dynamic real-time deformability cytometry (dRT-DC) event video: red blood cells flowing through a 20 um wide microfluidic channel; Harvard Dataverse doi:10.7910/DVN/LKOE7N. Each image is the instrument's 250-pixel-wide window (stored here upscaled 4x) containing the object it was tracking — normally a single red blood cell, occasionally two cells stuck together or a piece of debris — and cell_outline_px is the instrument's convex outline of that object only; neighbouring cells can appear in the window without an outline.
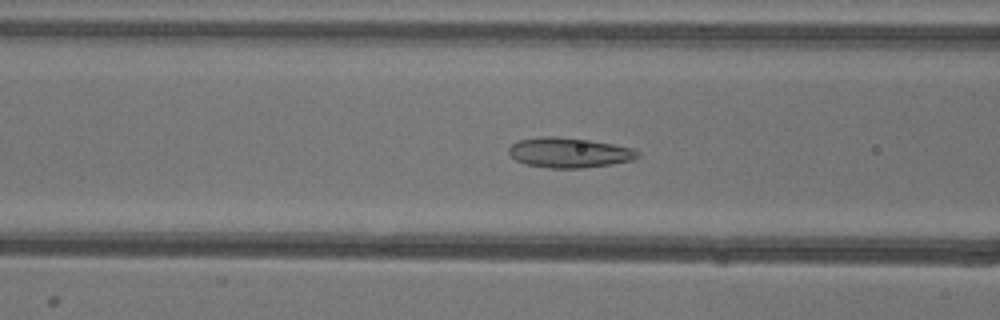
{"species": "common noctule bat (a hibernating species)", "species_latin": "Nyctalus noctula", "temperature_condition": "warm", "stored_images_in_passage": 52, "camera_frame_rate_fps": 3000, "um_per_image_px": 0.085, "animal": {"sex": "female"}, "frame": {"image": 1, "passage_image": 20, "time_ms": 6.333, "image_size_px": [1000, 320], "cell_outline_px": [[640, 156], [632, 160], [612, 164], [584, 168], [548, 168], [528, 164], [516, 160], [508, 152], [508, 148], [512, 144], [520, 140], [544, 136], [556, 136], [588, 140], [612, 144], [632, 148], [640, 152]], "centroid_in_image_um": [48.4, 12.98], "position_along_channel_um": 118.2, "area_um2": 22.43}}
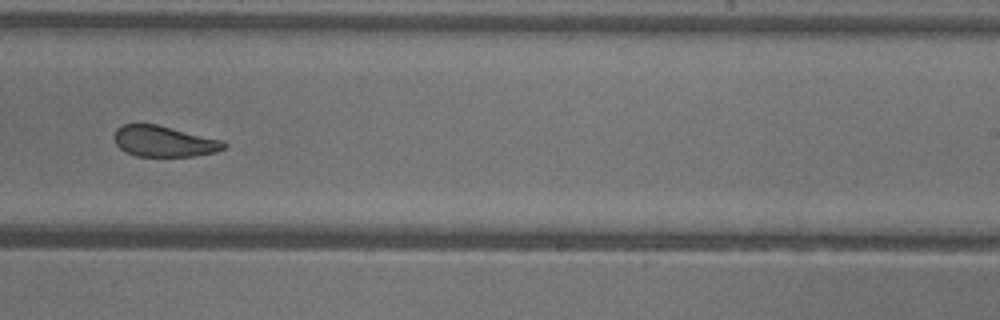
{"frame": {"image": 2, "passage_image": 32, "time_ms": 10.333, "image_size_px": [1000, 320], "cell_outline_px": [[228, 148], [216, 152], [192, 156], [136, 156], [120, 148], [116, 144], [112, 136], [116, 128], [124, 124], [156, 124], [224, 140], [228, 144]], "centroid_in_image_um": [13.97, 12.01], "position_along_channel_um": 275.0, "area_um2": 19.94}}
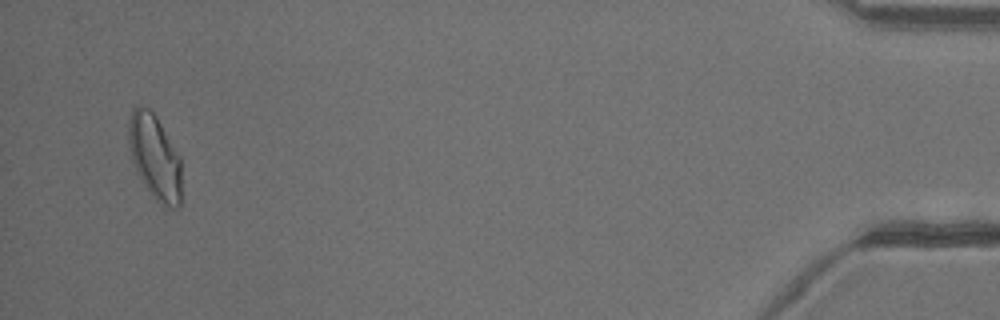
{"frame": {"image": 3, "passage_image": 50, "time_ms": 16.333, "image_size_px": [1000, 320], "cell_outline_px": [[180, 208], [168, 208], [160, 204], [144, 184], [132, 160], [128, 140], [128, 120], [132, 108], [140, 104], [148, 108], [156, 116], [180, 156]], "centroid_in_image_um": [13.15, 13.31], "position_along_channel_um": 422.1, "area_um2": 26.01}, "authors_computed_cell_mechanics": {"area_um2": 22.5131, "velocity_mm_per_s": 3.9257, "shape_relaxation_time_tau1_ms": null, "shape_relaxation_time_tau2_ms": 1.7433, "deformation_change_tau1": null, "deformation_change_tau2": 0.079}}